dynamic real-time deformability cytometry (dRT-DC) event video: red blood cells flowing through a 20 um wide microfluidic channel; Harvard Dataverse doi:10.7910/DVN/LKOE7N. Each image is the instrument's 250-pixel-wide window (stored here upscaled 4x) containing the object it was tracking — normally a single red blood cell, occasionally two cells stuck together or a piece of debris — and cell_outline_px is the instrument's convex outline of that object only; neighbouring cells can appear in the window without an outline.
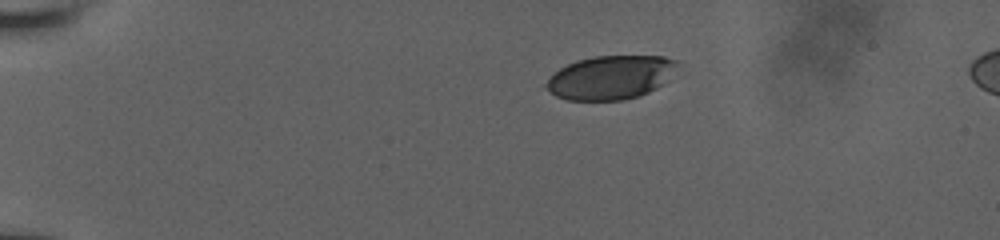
{"species": "human", "species_latin": "Homo sapiens", "temperature_condition": "room temperature", "stored_images_in_passage": 44, "camera_frame_rate_fps": 3000, "um_per_image_px": 0.085, "donor": {"sex": "male"}, "frame": {"image": 1, "passage_image": 1, "time_ms": 0.0, "image_size_px": [1000, 240], "cell_outline_px": [[684, 64], [664, 84], [640, 96], [620, 100], [568, 100], [556, 96], [544, 84], [560, 68], [576, 60], [596, 56], [664, 56], [676, 60]], "centroid_in_image_um": [52.0, 6.57], "position_along_channel_um": 33.0, "area_um2": 33.64}}
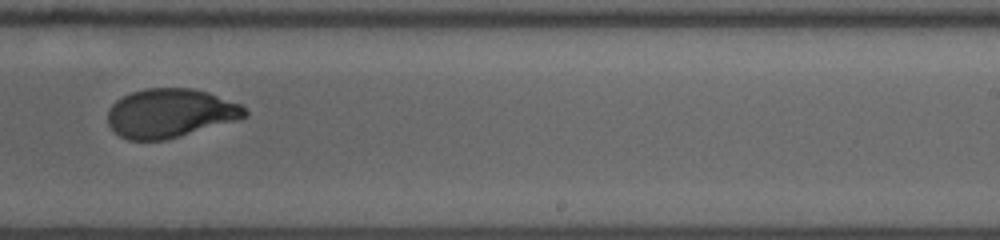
{"frame": {"image": 2, "passage_image": 26, "time_ms": 8.333, "image_size_px": [1000, 240], "cell_outline_px": [[248, 116], [236, 120], [164, 140], [128, 140], [120, 136], [108, 124], [108, 108], [116, 100], [132, 92], [144, 88], [192, 88], [208, 92], [240, 104], [248, 112]], "centroid_in_image_um": [14.44, 9.61], "position_along_channel_um": 274.6, "area_um2": 38.78}}
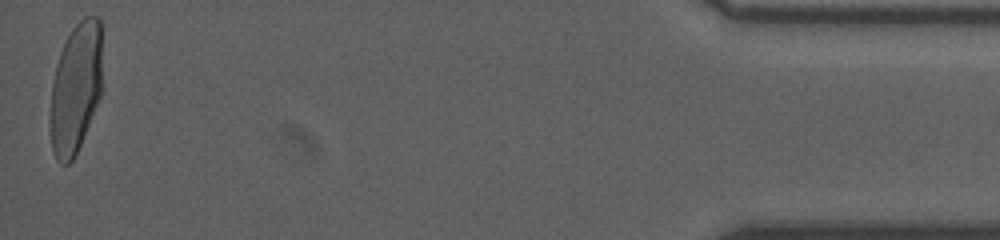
{"frame": {"image": 3, "passage_image": 44, "time_ms": 14.333, "image_size_px": [1000, 240], "cell_outline_px": [[100, 96], [80, 144], [72, 160], [68, 164], [60, 164], [56, 160], [52, 152], [52, 80], [56, 64], [60, 52], [72, 28], [84, 16], [100, 16]], "centroid_in_image_um": [6.43, 7.46], "position_along_channel_um": 428.8, "area_um2": 38.49}, "authors_computed_cell_mechanics": {"area_um2": 39.3329, "velocity_mm_per_s": 3.9106, "shape_relaxation_time_tau1_ms": 3.8639, "shape_relaxation_time_tau2_ms": null, "deformation_change_tau1": 0.1691, "deformation_change_tau2": null}}